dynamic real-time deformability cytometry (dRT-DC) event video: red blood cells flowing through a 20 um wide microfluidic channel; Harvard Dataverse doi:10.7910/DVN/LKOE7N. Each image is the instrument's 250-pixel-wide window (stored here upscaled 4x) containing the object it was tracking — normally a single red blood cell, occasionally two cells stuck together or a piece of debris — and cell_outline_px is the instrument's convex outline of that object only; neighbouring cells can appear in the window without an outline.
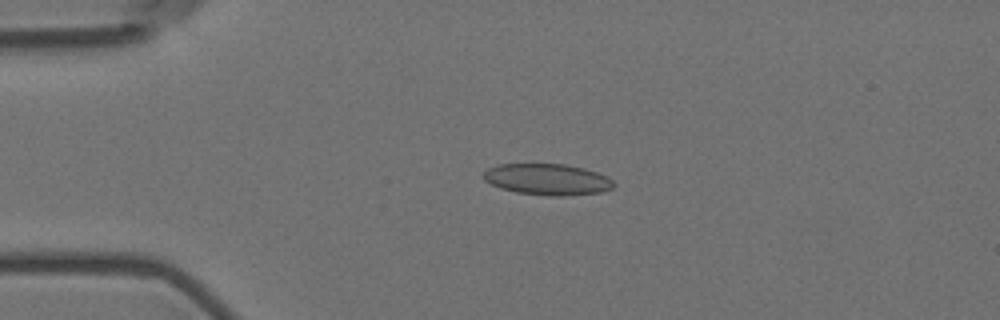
{"species": "Egyptian fruit bat (a non-hibernating species)", "species_latin": "Rousettus aegyptiacus", "temperature_condition": "room temperature", "stored_images_in_passage": 48, "camera_frame_rate_fps": 3000, "um_per_image_px": 0.085, "animal": {"sex": "female"}, "frame": {"image": 1, "passage_image": 13, "time_ms": 4.0, "image_size_px": [1000, 320], "cell_outline_px": [[616, 184], [612, 188], [600, 192], [564, 196], [548, 196], [516, 192], [500, 188], [484, 180], [480, 176], [488, 168], [500, 164], [564, 164], [584, 168], [608, 176]], "centroid_in_image_um": [46.52, 15.25], "position_along_channel_um": 38.5, "area_um2": 23.81}}
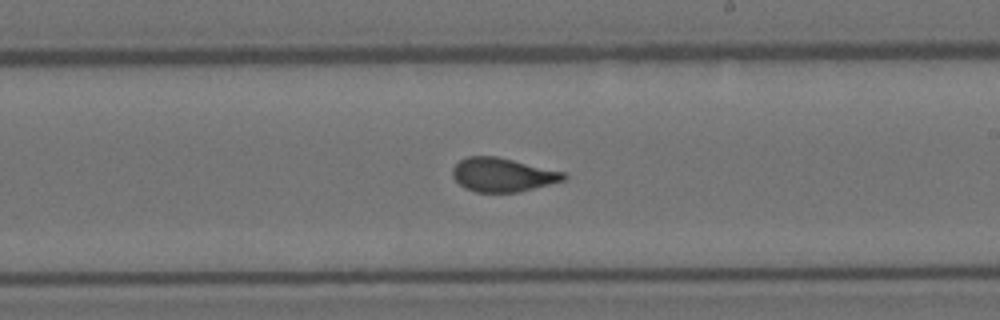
{"frame": {"image": 2, "passage_image": 33, "time_ms": 10.667, "image_size_px": [1000, 320], "cell_outline_px": [[568, 176], [564, 180], [520, 192], [476, 192], [464, 188], [452, 176], [452, 168], [460, 160], [468, 156], [496, 156], [564, 172]], "centroid_in_image_um": [42.7, 14.86], "position_along_channel_um": 246.3, "area_um2": 21.79}}
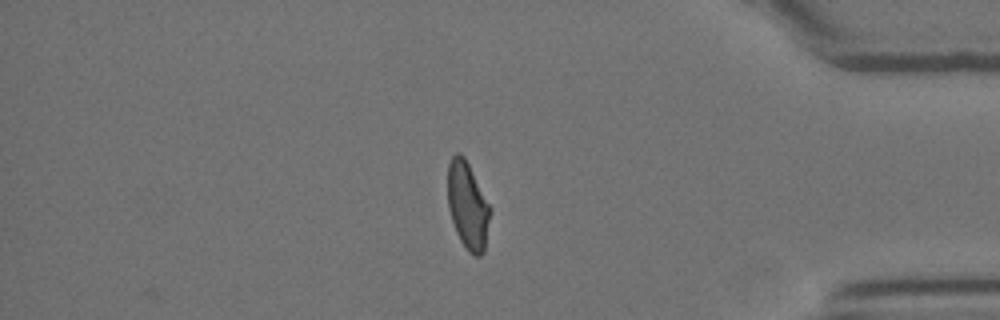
{"frame": {"image": 3, "passage_image": 48, "time_ms": 15.667, "image_size_px": [1000, 320], "cell_outline_px": [[492, 208], [484, 252], [480, 256], [476, 256], [468, 252], [460, 240], [456, 232], [448, 208], [448, 164], [452, 156], [456, 152], [460, 152], [464, 156]], "centroid_in_image_um": [39.77, 17.48], "position_along_channel_um": 395.4, "area_um2": 21.73}, "authors_computed_cell_mechanics": {"area_um2": 22.8021, "velocity_mm_per_s": 3.5851, "shape_relaxation_time_tau1_ms": 6.6024, "shape_relaxation_time_tau2_ms": 0.787, "deformation_change_tau1": 0.161, "deformation_change_tau2": 0.0684}}